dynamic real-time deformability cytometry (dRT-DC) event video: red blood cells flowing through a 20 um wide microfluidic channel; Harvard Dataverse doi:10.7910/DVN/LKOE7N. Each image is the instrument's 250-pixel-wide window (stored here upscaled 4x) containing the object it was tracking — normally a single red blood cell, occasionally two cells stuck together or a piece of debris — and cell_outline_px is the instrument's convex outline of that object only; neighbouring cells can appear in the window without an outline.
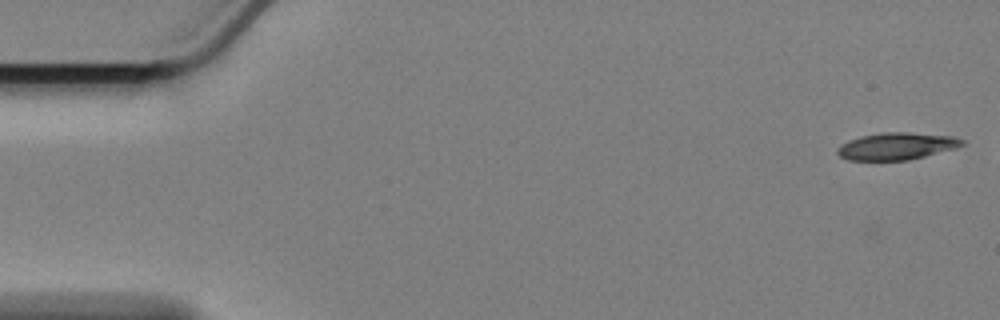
{"species": "Egyptian fruit bat (a non-hibernating species)", "species_latin": "Rousettus aegyptiacus", "temperature_condition": "cold", "stored_images_in_passage": 51, "camera_frame_rate_fps": 3000, "um_per_image_px": 0.085, "animal": {"sex": "female"}, "frame": {"image": 1, "passage_image": 1, "time_ms": 0.0, "image_size_px": [1000, 320], "cell_outline_px": [[964, 144], [956, 148], [908, 160], [848, 160], [840, 156], [836, 152], [836, 148], [840, 144], [848, 140], [860, 136], [884, 132], [908, 132], [952, 136], [964, 140]], "centroid_in_image_um": [76.17, 12.42], "position_along_channel_um": 8.8, "area_um2": 19.71}}
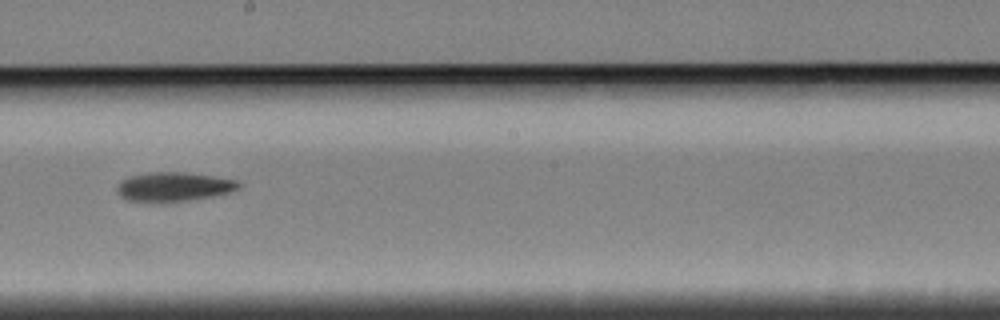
{"frame": {"image": 2, "passage_image": 32, "time_ms": 10.333, "image_size_px": [1000, 320], "cell_outline_px": [[240, 188], [228, 192], [212, 196], [192, 200], [128, 200], [120, 196], [116, 192], [116, 188], [120, 180], [128, 176], [148, 172], [184, 172], [212, 176], [236, 180], [240, 184]], "centroid_in_image_um": [14.73, 15.84], "position_along_channel_um": 233.5, "area_um2": 20.23}}
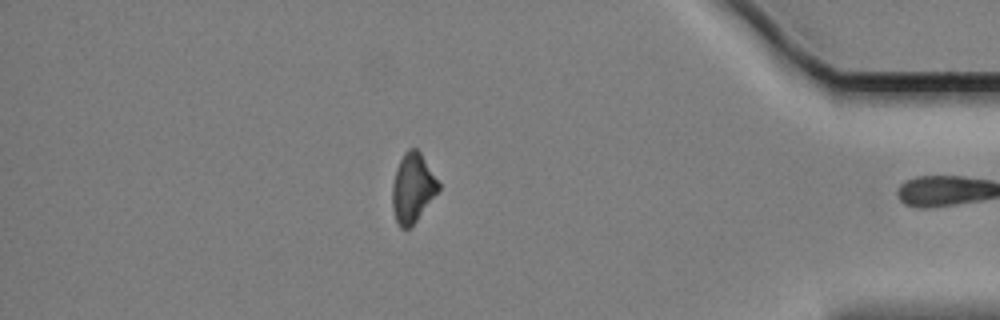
{"frame": {"image": 3, "passage_image": 50, "time_ms": 16.333, "image_size_px": [1000, 320], "cell_outline_px": [[440, 188], [416, 220], [408, 228], [400, 228], [396, 220], [392, 208], [392, 188], [396, 172], [400, 160], [404, 152], [408, 148], [416, 148], [420, 152], [440, 184]], "centroid_in_image_um": [35.06, 15.96], "position_along_channel_um": 400.1, "area_um2": 18.15}, "authors_computed_cell_mechanics": {"area_um2": 20.0566, "velocity_mm_per_s": 3.398, "shape_relaxation_time_tau1_ms": 6.1945, "shape_relaxation_time_tau2_ms": null, "deformation_change_tau1": 0.1252, "deformation_change_tau2": null}}